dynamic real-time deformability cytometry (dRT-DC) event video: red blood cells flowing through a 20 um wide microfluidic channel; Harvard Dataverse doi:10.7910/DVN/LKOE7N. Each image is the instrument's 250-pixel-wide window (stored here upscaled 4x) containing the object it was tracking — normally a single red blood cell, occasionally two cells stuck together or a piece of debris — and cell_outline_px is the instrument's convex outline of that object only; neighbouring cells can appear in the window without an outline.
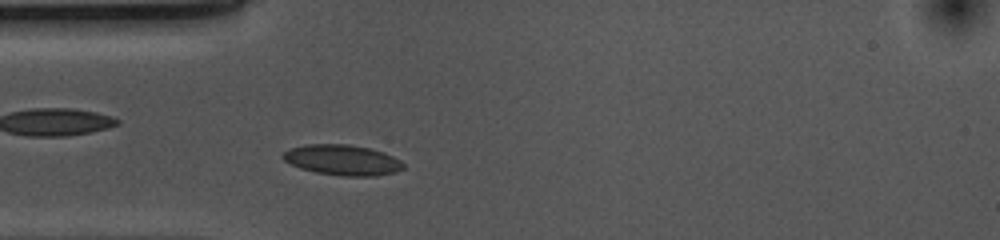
{"species": "common noctule bat (a hibernating species)", "species_latin": "Nyctalus noctula", "temperature_condition": "cold", "stored_images_in_passage": 44, "camera_frame_rate_fps": 3000, "um_per_image_px": 0.085, "animal": {"sex": "female", "body_mass_g": 10.0, "forearm_length_mm": 53.1}, "frame": {"image": 1, "passage_image": 7, "time_ms": 2.0, "image_size_px": [1000, 240], "cell_outline_px": [[404, 168], [396, 172], [376, 176], [344, 176], [316, 172], [300, 168], [284, 160], [280, 156], [284, 152], [292, 148], [308, 144], [348, 144], [368, 148], [384, 152], [400, 160], [404, 164]], "centroid_in_image_um": [29.13, 13.6], "position_along_channel_um": 55.9, "area_um2": 21.27}}
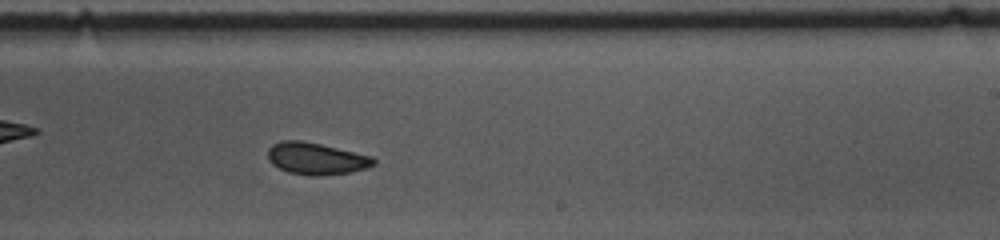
{"frame": {"image": 2, "passage_image": 24, "time_ms": 7.667, "image_size_px": [1000, 240], "cell_outline_px": [[376, 164], [352, 172], [316, 176], [308, 176], [288, 172], [272, 164], [268, 160], [268, 148], [272, 144], [280, 140], [300, 140], [320, 144], [372, 156], [376, 160]], "centroid_in_image_um": [26.85, 13.48], "position_along_channel_um": 262.2, "area_um2": 19.71}}
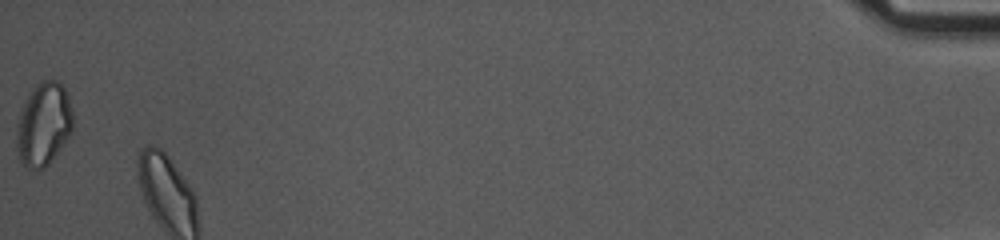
{"frame": {"image": 3, "passage_image": 44, "time_ms": 14.333, "image_size_px": [1000, 240], "cell_outline_px": [[72, 132], [48, 164], [44, 168], [28, 168], [20, 160], [16, 148], [16, 124], [24, 100], [32, 88], [36, 84], [44, 80], [56, 80], [68, 92], [72, 108]], "centroid_in_image_um": [3.69, 10.52], "position_along_channel_um": 431.5, "area_um2": 27.4}, "authors_computed_cell_mechanics": {"area_um2": 20.23, "velocity_mm_per_s": 3.6699, "shape_relaxation_time_tau1_ms": 9.9688, "shape_relaxation_time_tau2_ms": 2.0108, "deformation_change_tau1": 0.1227, "deformation_change_tau2": 0.052}}